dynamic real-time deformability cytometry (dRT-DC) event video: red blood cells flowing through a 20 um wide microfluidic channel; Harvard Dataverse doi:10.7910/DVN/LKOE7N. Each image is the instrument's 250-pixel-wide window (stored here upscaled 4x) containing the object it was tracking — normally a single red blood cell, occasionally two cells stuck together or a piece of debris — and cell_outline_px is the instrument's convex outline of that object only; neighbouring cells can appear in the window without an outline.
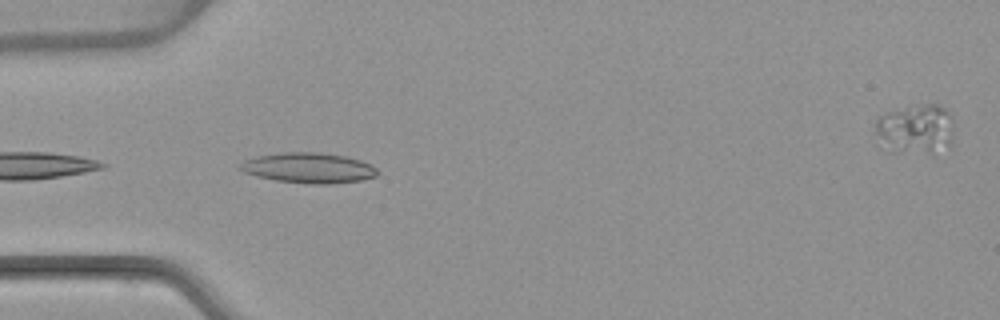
{"species": "common noctule bat (a hibernating species)", "species_latin": "Nyctalus noctula", "temperature_condition": "warm", "stored_images_in_passage": 8, "camera_frame_rate_fps": 3000, "um_per_image_px": 0.085, "animal": {"sex": "female", "body_mass_g": 22.7, "forearm_length_mm": 54.2}, "frame": {"image": 1, "passage_image": 1, "time_ms": 0.0, "image_size_px": [1000, 320], "cell_outline_px": [[380, 172], [376, 176], [360, 180], [328, 184], [308, 184], [276, 180], [256, 176], [244, 172], [240, 168], [240, 164], [244, 160], [256, 156], [284, 152], [320, 152], [348, 156], [372, 164]], "centroid_in_image_um": [26.26, 14.26], "position_along_channel_um": 58.7, "area_um2": 24.39}}